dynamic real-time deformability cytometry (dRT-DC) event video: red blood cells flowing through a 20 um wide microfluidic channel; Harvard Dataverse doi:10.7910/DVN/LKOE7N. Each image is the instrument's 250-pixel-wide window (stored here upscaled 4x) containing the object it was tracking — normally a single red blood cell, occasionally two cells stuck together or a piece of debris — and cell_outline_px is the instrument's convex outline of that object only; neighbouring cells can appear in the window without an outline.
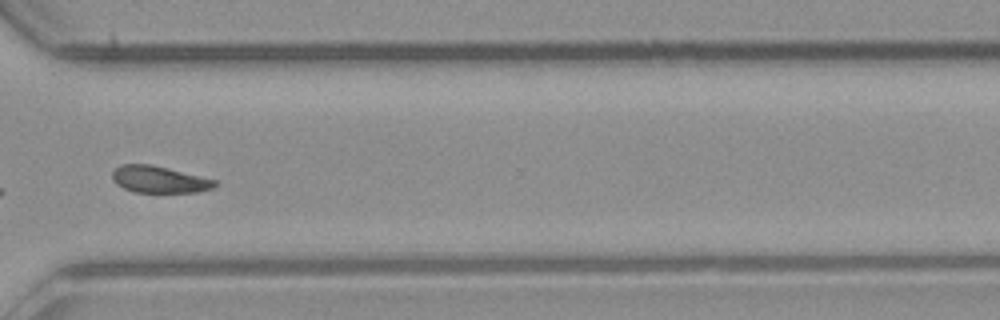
{"species": "common noctule bat (a hibernating species)", "species_latin": "Nyctalus noctula", "temperature_condition": "room temperature", "stored_images_in_passage": 48, "camera_frame_rate_fps": 3000, "um_per_image_px": 0.085, "animal": {"sex": "male", "body_mass_g": 23.1, "forearm_length_mm": 52.7}, "frame": {"image": 1, "passage_image": 35, "time_ms": 11.333, "image_size_px": [1000, 320], "cell_outline_px": [[216, 184], [212, 188], [200, 192], [136, 192], [124, 188], [116, 184], [112, 180], [112, 172], [120, 164], [152, 164], [216, 180]], "centroid_in_image_um": [13.5, 15.25], "position_along_channel_um": 357.1, "area_um2": 15.95}}
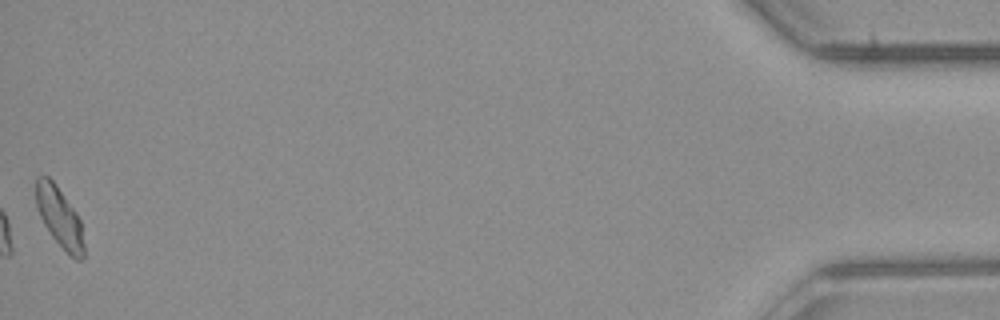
{"frame": {"image": 2, "passage_image": 48, "time_ms": 15.667, "image_size_px": [1000, 320], "cell_outline_px": [[84, 256], [80, 260], [76, 260], [52, 236], [44, 224], [40, 216], [36, 204], [36, 176], [48, 176], [56, 184], [76, 212], [80, 220], [84, 244]], "centroid_in_image_um": [5.06, 18.43], "position_along_channel_um": 430.1, "area_um2": 16.47}, "authors_computed_cell_mechanics": {"area_um2": 16.8776, "velocity_mm_per_s": 4.0021, "shape_relaxation_time_tau1_ms": 5.9713, "shape_relaxation_time_tau2_ms": 5.2625, "deformation_change_tau1": 0.1239, "deformation_change_tau2": 0.0918}}